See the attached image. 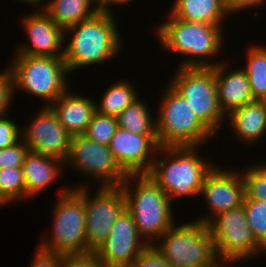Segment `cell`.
<instances>
[{
    "instance_id": "obj_1",
    "label": "cell",
    "mask_w": 266,
    "mask_h": 267,
    "mask_svg": "<svg viewBox=\"0 0 266 267\" xmlns=\"http://www.w3.org/2000/svg\"><path fill=\"white\" fill-rule=\"evenodd\" d=\"M113 11H99L95 16L83 20L65 30L71 34L64 45V61L69 73L72 71L110 61L122 49L120 34Z\"/></svg>"
},
{
    "instance_id": "obj_2",
    "label": "cell",
    "mask_w": 266,
    "mask_h": 267,
    "mask_svg": "<svg viewBox=\"0 0 266 267\" xmlns=\"http://www.w3.org/2000/svg\"><path fill=\"white\" fill-rule=\"evenodd\" d=\"M167 18L165 23L158 26L155 34L165 51L188 56L178 67L213 68L221 63L210 62V59L219 55L223 48V25L188 22L169 13Z\"/></svg>"
},
{
    "instance_id": "obj_3",
    "label": "cell",
    "mask_w": 266,
    "mask_h": 267,
    "mask_svg": "<svg viewBox=\"0 0 266 267\" xmlns=\"http://www.w3.org/2000/svg\"><path fill=\"white\" fill-rule=\"evenodd\" d=\"M197 146L160 147L148 175L167 194L174 197H195L200 195L206 174L214 167L211 160L196 152ZM167 157V158H166ZM158 159V160H157ZM167 161V162H166Z\"/></svg>"
},
{
    "instance_id": "obj_4",
    "label": "cell",
    "mask_w": 266,
    "mask_h": 267,
    "mask_svg": "<svg viewBox=\"0 0 266 267\" xmlns=\"http://www.w3.org/2000/svg\"><path fill=\"white\" fill-rule=\"evenodd\" d=\"M131 182L136 184L134 189ZM120 186L139 236L147 245H154L175 224L172 202L148 174L128 175Z\"/></svg>"
},
{
    "instance_id": "obj_5",
    "label": "cell",
    "mask_w": 266,
    "mask_h": 267,
    "mask_svg": "<svg viewBox=\"0 0 266 267\" xmlns=\"http://www.w3.org/2000/svg\"><path fill=\"white\" fill-rule=\"evenodd\" d=\"M161 95L156 118L159 147L201 146L215 135L170 84Z\"/></svg>"
},
{
    "instance_id": "obj_6",
    "label": "cell",
    "mask_w": 266,
    "mask_h": 267,
    "mask_svg": "<svg viewBox=\"0 0 266 267\" xmlns=\"http://www.w3.org/2000/svg\"><path fill=\"white\" fill-rule=\"evenodd\" d=\"M14 59V60H13ZM11 73L14 95L17 90L36 96L51 106L69 87L70 75L63 58L14 55Z\"/></svg>"
},
{
    "instance_id": "obj_7",
    "label": "cell",
    "mask_w": 266,
    "mask_h": 267,
    "mask_svg": "<svg viewBox=\"0 0 266 267\" xmlns=\"http://www.w3.org/2000/svg\"><path fill=\"white\" fill-rule=\"evenodd\" d=\"M154 244L172 267H216L220 264L208 226L193 221L172 225Z\"/></svg>"
},
{
    "instance_id": "obj_8",
    "label": "cell",
    "mask_w": 266,
    "mask_h": 267,
    "mask_svg": "<svg viewBox=\"0 0 266 267\" xmlns=\"http://www.w3.org/2000/svg\"><path fill=\"white\" fill-rule=\"evenodd\" d=\"M62 189L53 208L52 237L38 246L65 256L87 255L84 201L70 186Z\"/></svg>"
},
{
    "instance_id": "obj_9",
    "label": "cell",
    "mask_w": 266,
    "mask_h": 267,
    "mask_svg": "<svg viewBox=\"0 0 266 267\" xmlns=\"http://www.w3.org/2000/svg\"><path fill=\"white\" fill-rule=\"evenodd\" d=\"M169 84L183 96L199 120L214 134L226 116L220 109L213 68L178 67Z\"/></svg>"
},
{
    "instance_id": "obj_10",
    "label": "cell",
    "mask_w": 266,
    "mask_h": 267,
    "mask_svg": "<svg viewBox=\"0 0 266 267\" xmlns=\"http://www.w3.org/2000/svg\"><path fill=\"white\" fill-rule=\"evenodd\" d=\"M217 258L221 263H237L266 250L256 241L249 227L244 205L214 217L208 224Z\"/></svg>"
},
{
    "instance_id": "obj_11",
    "label": "cell",
    "mask_w": 266,
    "mask_h": 267,
    "mask_svg": "<svg viewBox=\"0 0 266 267\" xmlns=\"http://www.w3.org/2000/svg\"><path fill=\"white\" fill-rule=\"evenodd\" d=\"M99 187L93 196L84 184L79 187L71 186L85 205L87 255L94 254L99 249L118 217L126 209V197L121 186Z\"/></svg>"
},
{
    "instance_id": "obj_12",
    "label": "cell",
    "mask_w": 266,
    "mask_h": 267,
    "mask_svg": "<svg viewBox=\"0 0 266 267\" xmlns=\"http://www.w3.org/2000/svg\"><path fill=\"white\" fill-rule=\"evenodd\" d=\"M64 163L67 167L73 166L76 172L99 180L101 187L120 186L128 176L108 146L89 140L84 135L71 136L68 157Z\"/></svg>"
},
{
    "instance_id": "obj_13",
    "label": "cell",
    "mask_w": 266,
    "mask_h": 267,
    "mask_svg": "<svg viewBox=\"0 0 266 267\" xmlns=\"http://www.w3.org/2000/svg\"><path fill=\"white\" fill-rule=\"evenodd\" d=\"M42 109L21 127V136L29 151L58 158L65 162L68 157L71 135L59 123L57 114L50 106Z\"/></svg>"
},
{
    "instance_id": "obj_14",
    "label": "cell",
    "mask_w": 266,
    "mask_h": 267,
    "mask_svg": "<svg viewBox=\"0 0 266 267\" xmlns=\"http://www.w3.org/2000/svg\"><path fill=\"white\" fill-rule=\"evenodd\" d=\"M216 165L206 174L200 193L208 203L207 207H210L209 213H212L195 219L205 225L217 215L243 204L245 197V183L241 171Z\"/></svg>"
},
{
    "instance_id": "obj_15",
    "label": "cell",
    "mask_w": 266,
    "mask_h": 267,
    "mask_svg": "<svg viewBox=\"0 0 266 267\" xmlns=\"http://www.w3.org/2000/svg\"><path fill=\"white\" fill-rule=\"evenodd\" d=\"M147 246L137 232L132 214L125 209L94 256L103 267H130Z\"/></svg>"
},
{
    "instance_id": "obj_16",
    "label": "cell",
    "mask_w": 266,
    "mask_h": 267,
    "mask_svg": "<svg viewBox=\"0 0 266 267\" xmlns=\"http://www.w3.org/2000/svg\"><path fill=\"white\" fill-rule=\"evenodd\" d=\"M108 147L128 175L148 174L157 150V135H139L117 127Z\"/></svg>"
},
{
    "instance_id": "obj_17",
    "label": "cell",
    "mask_w": 266,
    "mask_h": 267,
    "mask_svg": "<svg viewBox=\"0 0 266 267\" xmlns=\"http://www.w3.org/2000/svg\"><path fill=\"white\" fill-rule=\"evenodd\" d=\"M38 10L21 20L30 42L27 45L21 43L14 54L63 58L65 31L43 10L40 11V8Z\"/></svg>"
},
{
    "instance_id": "obj_18",
    "label": "cell",
    "mask_w": 266,
    "mask_h": 267,
    "mask_svg": "<svg viewBox=\"0 0 266 267\" xmlns=\"http://www.w3.org/2000/svg\"><path fill=\"white\" fill-rule=\"evenodd\" d=\"M226 60L214 67L220 109L225 116L232 111L254 101L246 72L240 68L228 70Z\"/></svg>"
},
{
    "instance_id": "obj_19",
    "label": "cell",
    "mask_w": 266,
    "mask_h": 267,
    "mask_svg": "<svg viewBox=\"0 0 266 267\" xmlns=\"http://www.w3.org/2000/svg\"><path fill=\"white\" fill-rule=\"evenodd\" d=\"M73 93L68 89L50 107L57 114L59 123L71 136L84 135L96 112V101Z\"/></svg>"
},
{
    "instance_id": "obj_20",
    "label": "cell",
    "mask_w": 266,
    "mask_h": 267,
    "mask_svg": "<svg viewBox=\"0 0 266 267\" xmlns=\"http://www.w3.org/2000/svg\"><path fill=\"white\" fill-rule=\"evenodd\" d=\"M64 165L58 158L29 151L22 164L27 198L42 193L57 181Z\"/></svg>"
},
{
    "instance_id": "obj_21",
    "label": "cell",
    "mask_w": 266,
    "mask_h": 267,
    "mask_svg": "<svg viewBox=\"0 0 266 267\" xmlns=\"http://www.w3.org/2000/svg\"><path fill=\"white\" fill-rule=\"evenodd\" d=\"M226 118L240 141L257 144L266 133V101L254 100L232 111Z\"/></svg>"
},
{
    "instance_id": "obj_22",
    "label": "cell",
    "mask_w": 266,
    "mask_h": 267,
    "mask_svg": "<svg viewBox=\"0 0 266 267\" xmlns=\"http://www.w3.org/2000/svg\"><path fill=\"white\" fill-rule=\"evenodd\" d=\"M168 13L180 20L212 25H223L230 15L223 0H175Z\"/></svg>"
},
{
    "instance_id": "obj_23",
    "label": "cell",
    "mask_w": 266,
    "mask_h": 267,
    "mask_svg": "<svg viewBox=\"0 0 266 267\" xmlns=\"http://www.w3.org/2000/svg\"><path fill=\"white\" fill-rule=\"evenodd\" d=\"M96 1L97 0H50L43 3V8L40 10H43L65 31L75 24L95 16L100 11Z\"/></svg>"
},
{
    "instance_id": "obj_24",
    "label": "cell",
    "mask_w": 266,
    "mask_h": 267,
    "mask_svg": "<svg viewBox=\"0 0 266 267\" xmlns=\"http://www.w3.org/2000/svg\"><path fill=\"white\" fill-rule=\"evenodd\" d=\"M136 90L134 84L128 80L116 81L104 91L99 104L95 102L96 112L101 115L117 117L139 97Z\"/></svg>"
},
{
    "instance_id": "obj_25",
    "label": "cell",
    "mask_w": 266,
    "mask_h": 267,
    "mask_svg": "<svg viewBox=\"0 0 266 267\" xmlns=\"http://www.w3.org/2000/svg\"><path fill=\"white\" fill-rule=\"evenodd\" d=\"M147 105L138 97L116 117L118 126L139 135H157L156 119Z\"/></svg>"
},
{
    "instance_id": "obj_26",
    "label": "cell",
    "mask_w": 266,
    "mask_h": 267,
    "mask_svg": "<svg viewBox=\"0 0 266 267\" xmlns=\"http://www.w3.org/2000/svg\"><path fill=\"white\" fill-rule=\"evenodd\" d=\"M246 66L242 68L248 77L254 100L266 101V46L250 45Z\"/></svg>"
},
{
    "instance_id": "obj_27",
    "label": "cell",
    "mask_w": 266,
    "mask_h": 267,
    "mask_svg": "<svg viewBox=\"0 0 266 267\" xmlns=\"http://www.w3.org/2000/svg\"><path fill=\"white\" fill-rule=\"evenodd\" d=\"M0 195L8 203L27 199L22 167L0 169Z\"/></svg>"
},
{
    "instance_id": "obj_28",
    "label": "cell",
    "mask_w": 266,
    "mask_h": 267,
    "mask_svg": "<svg viewBox=\"0 0 266 267\" xmlns=\"http://www.w3.org/2000/svg\"><path fill=\"white\" fill-rule=\"evenodd\" d=\"M241 174L245 183L244 199L266 201V162L242 168Z\"/></svg>"
},
{
    "instance_id": "obj_29",
    "label": "cell",
    "mask_w": 266,
    "mask_h": 267,
    "mask_svg": "<svg viewBox=\"0 0 266 267\" xmlns=\"http://www.w3.org/2000/svg\"><path fill=\"white\" fill-rule=\"evenodd\" d=\"M243 205L256 241L266 250V201L244 199Z\"/></svg>"
},
{
    "instance_id": "obj_30",
    "label": "cell",
    "mask_w": 266,
    "mask_h": 267,
    "mask_svg": "<svg viewBox=\"0 0 266 267\" xmlns=\"http://www.w3.org/2000/svg\"><path fill=\"white\" fill-rule=\"evenodd\" d=\"M117 127L116 117L101 115L95 112L88 124L84 136L100 145L108 146Z\"/></svg>"
},
{
    "instance_id": "obj_31",
    "label": "cell",
    "mask_w": 266,
    "mask_h": 267,
    "mask_svg": "<svg viewBox=\"0 0 266 267\" xmlns=\"http://www.w3.org/2000/svg\"><path fill=\"white\" fill-rule=\"evenodd\" d=\"M28 152L22 139L11 147L0 149V169L22 167Z\"/></svg>"
},
{
    "instance_id": "obj_32",
    "label": "cell",
    "mask_w": 266,
    "mask_h": 267,
    "mask_svg": "<svg viewBox=\"0 0 266 267\" xmlns=\"http://www.w3.org/2000/svg\"><path fill=\"white\" fill-rule=\"evenodd\" d=\"M7 115L0 117V149L11 147L22 139L19 125L6 118Z\"/></svg>"
},
{
    "instance_id": "obj_33",
    "label": "cell",
    "mask_w": 266,
    "mask_h": 267,
    "mask_svg": "<svg viewBox=\"0 0 266 267\" xmlns=\"http://www.w3.org/2000/svg\"><path fill=\"white\" fill-rule=\"evenodd\" d=\"M130 267H172L155 248L148 245Z\"/></svg>"
},
{
    "instance_id": "obj_34",
    "label": "cell",
    "mask_w": 266,
    "mask_h": 267,
    "mask_svg": "<svg viewBox=\"0 0 266 267\" xmlns=\"http://www.w3.org/2000/svg\"><path fill=\"white\" fill-rule=\"evenodd\" d=\"M13 99L12 77L10 71L6 69L0 72V117L8 114Z\"/></svg>"
},
{
    "instance_id": "obj_35",
    "label": "cell",
    "mask_w": 266,
    "mask_h": 267,
    "mask_svg": "<svg viewBox=\"0 0 266 267\" xmlns=\"http://www.w3.org/2000/svg\"><path fill=\"white\" fill-rule=\"evenodd\" d=\"M34 256L30 267H61L65 257L63 254L44 251L39 247Z\"/></svg>"
},
{
    "instance_id": "obj_36",
    "label": "cell",
    "mask_w": 266,
    "mask_h": 267,
    "mask_svg": "<svg viewBox=\"0 0 266 267\" xmlns=\"http://www.w3.org/2000/svg\"><path fill=\"white\" fill-rule=\"evenodd\" d=\"M61 267H103L94 254L65 256Z\"/></svg>"
},
{
    "instance_id": "obj_37",
    "label": "cell",
    "mask_w": 266,
    "mask_h": 267,
    "mask_svg": "<svg viewBox=\"0 0 266 267\" xmlns=\"http://www.w3.org/2000/svg\"><path fill=\"white\" fill-rule=\"evenodd\" d=\"M265 1L266 0H223L225 8L229 14H233L234 12L237 13L240 10L246 11V9H249V7H260L266 3Z\"/></svg>"
},
{
    "instance_id": "obj_38",
    "label": "cell",
    "mask_w": 266,
    "mask_h": 267,
    "mask_svg": "<svg viewBox=\"0 0 266 267\" xmlns=\"http://www.w3.org/2000/svg\"><path fill=\"white\" fill-rule=\"evenodd\" d=\"M132 0H97L100 11H113L112 5H124L130 3Z\"/></svg>"
},
{
    "instance_id": "obj_39",
    "label": "cell",
    "mask_w": 266,
    "mask_h": 267,
    "mask_svg": "<svg viewBox=\"0 0 266 267\" xmlns=\"http://www.w3.org/2000/svg\"><path fill=\"white\" fill-rule=\"evenodd\" d=\"M19 1L21 3H27L30 4L31 6L35 7L38 6L37 8H39V6H42L43 0H16V2Z\"/></svg>"
},
{
    "instance_id": "obj_40",
    "label": "cell",
    "mask_w": 266,
    "mask_h": 267,
    "mask_svg": "<svg viewBox=\"0 0 266 267\" xmlns=\"http://www.w3.org/2000/svg\"><path fill=\"white\" fill-rule=\"evenodd\" d=\"M6 204H9L1 195H0V206H5Z\"/></svg>"
},
{
    "instance_id": "obj_41",
    "label": "cell",
    "mask_w": 266,
    "mask_h": 267,
    "mask_svg": "<svg viewBox=\"0 0 266 267\" xmlns=\"http://www.w3.org/2000/svg\"><path fill=\"white\" fill-rule=\"evenodd\" d=\"M223 264H224L225 266H223ZM223 264L220 263V264H218L216 267H226V266H227V265H226L227 263H223ZM229 264H231V263H228V267H230ZM221 265H222V266H221Z\"/></svg>"
}]
</instances>
